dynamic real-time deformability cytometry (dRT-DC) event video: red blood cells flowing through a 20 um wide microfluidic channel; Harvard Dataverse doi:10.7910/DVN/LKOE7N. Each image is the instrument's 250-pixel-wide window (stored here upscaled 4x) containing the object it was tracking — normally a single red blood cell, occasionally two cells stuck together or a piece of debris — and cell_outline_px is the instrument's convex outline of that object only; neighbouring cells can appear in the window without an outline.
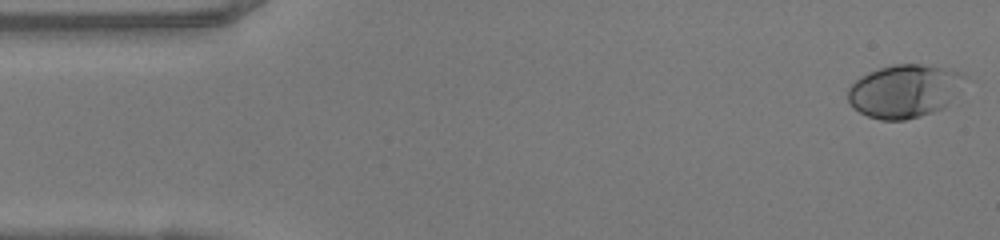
{"species": "human", "species_latin": "Homo sapiens", "temperature_condition": "warm", "stored_images_in_passage": 48, "camera_frame_rate_fps": 3000, "um_per_image_px": 0.085, "donor": {"sex": "female"}, "frame": {"image": 1, "passage_image": 1, "time_ms": 0.0, "image_size_px": [1000, 240], "cell_outline_px": [[964, 76], [948, 104], [944, 108], [920, 116], [904, 120], [880, 120], [868, 116], [852, 108], [848, 100], [848, 88], [860, 76], [868, 72], [892, 64], [920, 64], [964, 72]], "centroid_in_image_um": [76.8, 7.74], "position_along_channel_um": 8.2, "area_um2": 35.78}}
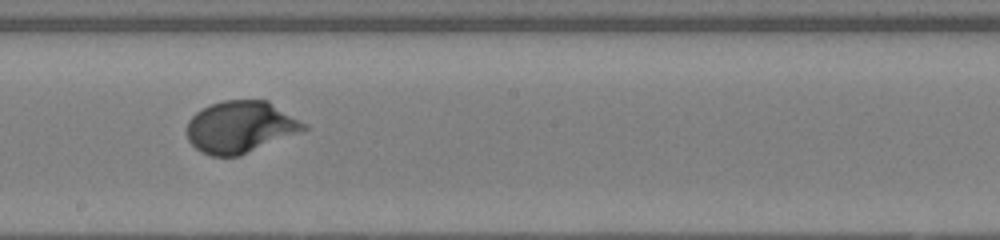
{"frame": {"image": 2, "passage_image": 26, "time_ms": 8.333, "image_size_px": [1000, 240], "cell_outline_px": [[308, 128], [240, 156], [212, 156], [200, 152], [188, 140], [188, 120], [196, 112], [212, 104], [224, 100], [268, 100], [308, 124]], "centroid_in_image_um": [20.44, 10.79], "position_along_channel_um": 227.8, "area_um2": 35.14}}
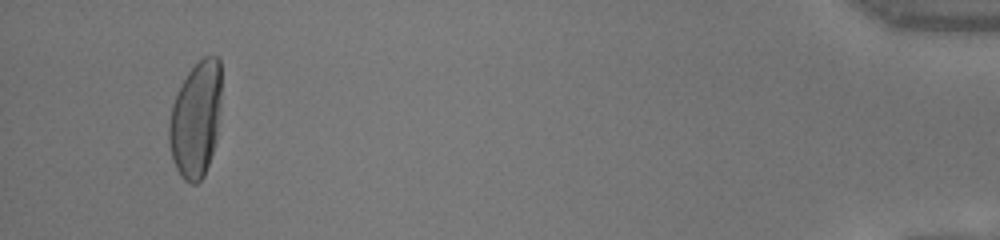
{"frame": {"image": 3, "passage_image": 46, "time_ms": 15.0, "image_size_px": [1000, 240], "cell_outline_px": [[220, 104], [216, 140], [204, 176], [196, 184], [192, 184], [184, 180], [180, 176], [172, 160], [168, 144], [168, 124], [172, 104], [180, 84], [188, 72], [204, 56], [216, 56], [220, 60]], "centroid_in_image_um": [16.61, 10.17], "position_along_channel_um": 418.6, "area_um2": 35.55}, "authors_computed_cell_mechanics": {"area_um2": 34.4199, "velocity_mm_per_s": 4.1182, "shape_relaxation_time_tau1_ms": 3.7518, "shape_relaxation_time_tau2_ms": null, "deformation_change_tau1": 0.1974, "deformation_change_tau2": null}}